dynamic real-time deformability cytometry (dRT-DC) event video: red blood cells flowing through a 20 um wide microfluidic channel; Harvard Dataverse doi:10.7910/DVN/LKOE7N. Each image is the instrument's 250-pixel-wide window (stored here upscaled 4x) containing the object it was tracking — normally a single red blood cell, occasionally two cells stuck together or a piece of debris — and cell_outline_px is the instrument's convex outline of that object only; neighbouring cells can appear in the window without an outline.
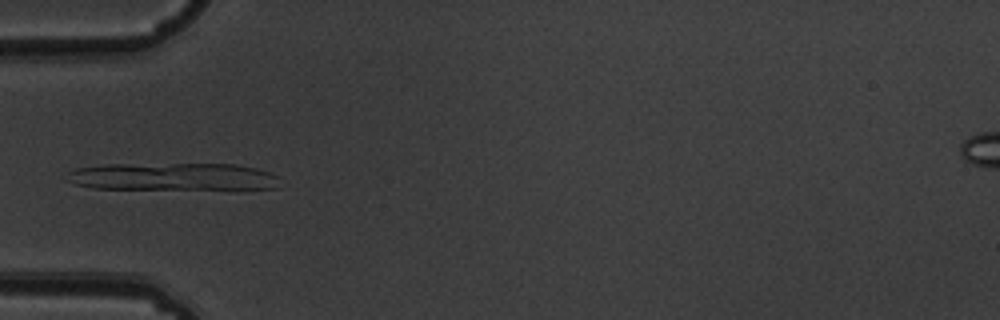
{"species": "common noctule bat (a hibernating species)", "species_latin": "Nyctalus noctula", "temperature_condition": "warm", "stored_images_in_passage": 5, "camera_frame_rate_fps": 3000, "um_per_image_px": 0.085, "animal": {"sex": "male", "body_mass_g": 19.5, "forearm_length_mm": 54.6}, "frame": {"image": 1, "passage_image": 5, "time_ms": 1.333, "image_size_px": [1000, 320], "cell_outline_px": [[280, 176], [276, 188], [92, 188], [76, 184], [64, 180], [60, 176], [76, 168], [108, 164], [236, 164], [256, 168]], "centroid_in_image_um": [14.59, 15.0], "position_along_channel_um": 70.4, "area_um2": 33.87}}